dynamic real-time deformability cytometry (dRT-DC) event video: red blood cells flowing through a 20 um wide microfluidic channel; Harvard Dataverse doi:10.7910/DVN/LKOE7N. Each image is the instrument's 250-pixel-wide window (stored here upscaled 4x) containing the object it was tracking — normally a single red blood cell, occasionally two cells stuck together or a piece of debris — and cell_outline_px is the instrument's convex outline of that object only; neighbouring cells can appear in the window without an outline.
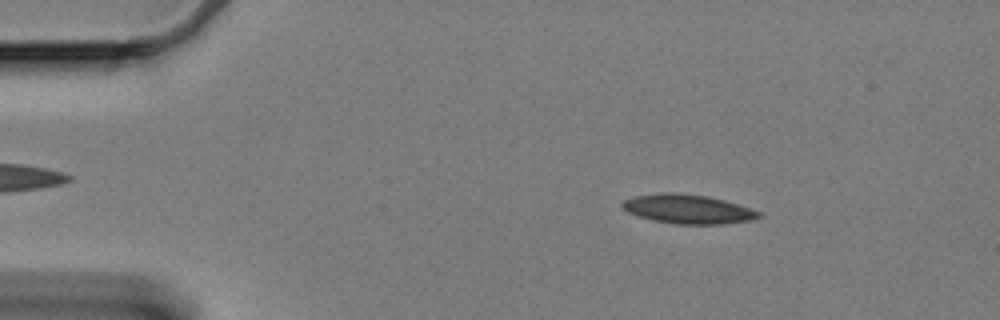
{"species": "Egyptian fruit bat (a non-hibernating species)", "species_latin": "Rousettus aegyptiacus", "temperature_condition": "cold", "stored_images_in_passage": 58, "camera_frame_rate_fps": 3000, "um_per_image_px": 0.085, "animal": {"sex": "female"}, "frame": {"image": 1, "passage_image": 8, "time_ms": 2.333, "image_size_px": [1000, 320], "cell_outline_px": [[760, 216], [752, 220], [720, 224], [676, 224], [652, 220], [628, 212], [620, 204], [624, 200], [636, 196], [664, 192], [672, 192], [708, 196], [724, 200], [760, 212]], "centroid_in_image_um": [58.45, 17.77], "position_along_channel_um": 26.6, "area_um2": 22.83}}
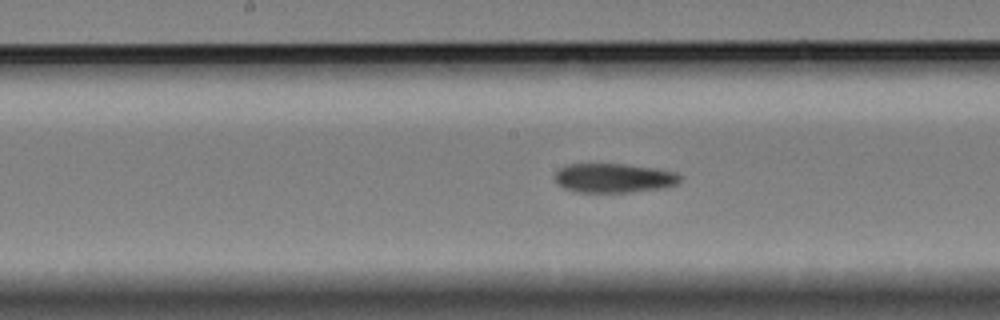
{"frame": {"image": 2, "passage_image": 29, "time_ms": 9.333, "image_size_px": [1000, 320], "cell_outline_px": [[680, 180], [676, 184], [660, 188], [632, 192], [576, 192], [564, 188], [556, 184], [556, 172], [560, 168], [568, 164], [624, 164], [656, 168], [676, 172], [680, 176]], "centroid_in_image_um": [52.16, 15.13], "position_along_channel_um": 196.0, "area_um2": 21.27}}
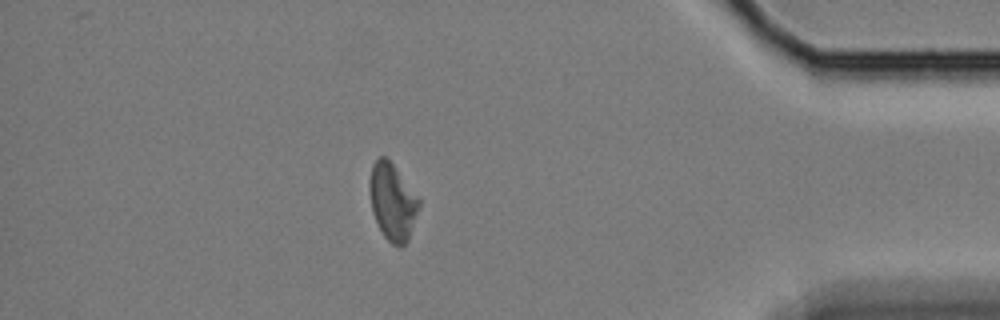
{"frame": {"image": 3, "passage_image": 51, "time_ms": 16.667, "image_size_px": [1000, 320], "cell_outline_px": [[420, 204], [408, 240], [400, 248], [392, 244], [384, 236], [372, 212], [368, 188], [368, 180], [372, 164], [380, 156], [384, 156], [392, 164], [420, 200]], "centroid_in_image_um": [33.33, 17.16], "position_along_channel_um": 401.9, "area_um2": 21.85}, "authors_computed_cell_mechanics": {"area_um2": 22.4264, "velocity_mm_per_s": 3.3149, "shape_relaxation_time_tau1_ms": null, "shape_relaxation_time_tau2_ms": 10.9268, "deformation_change_tau1": null, "deformation_change_tau2": 0.1943}}